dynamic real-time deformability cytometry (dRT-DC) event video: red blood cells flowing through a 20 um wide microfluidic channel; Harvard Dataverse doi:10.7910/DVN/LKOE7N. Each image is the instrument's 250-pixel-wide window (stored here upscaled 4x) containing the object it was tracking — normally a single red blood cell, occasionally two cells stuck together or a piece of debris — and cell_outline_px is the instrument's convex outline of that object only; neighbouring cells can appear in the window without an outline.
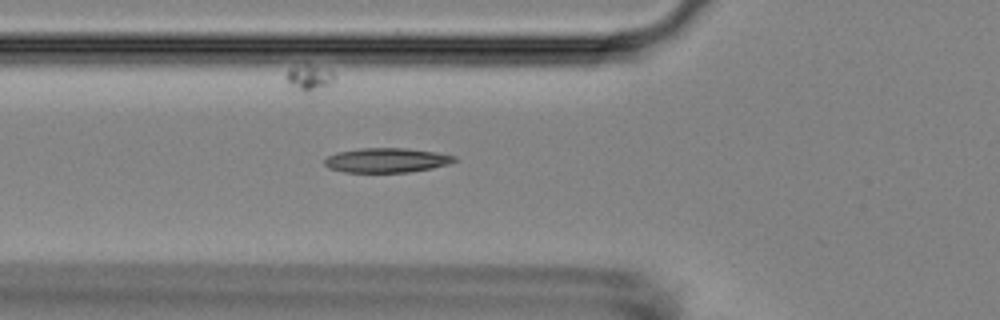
{"species": "Egyptian fruit bat (a non-hibernating species)", "species_latin": "Rousettus aegyptiacus", "temperature_condition": "room temperature", "stored_images_in_passage": 22, "camera_frame_rate_fps": 3000, "um_per_image_px": 0.085, "animal": {"sex": "female"}, "frame": {"image": 1, "passage_image": 12, "time_ms": 3.667, "image_size_px": [1000, 320], "cell_outline_px": [[456, 160], [452, 164], [432, 168], [408, 172], [344, 172], [328, 168], [324, 164], [324, 160], [328, 156], [336, 152], [360, 148], [408, 148], [436, 152], [456, 156]], "centroid_in_image_um": [32.87, 13.62], "position_along_channel_um": 92.9, "area_um2": 18.73}}
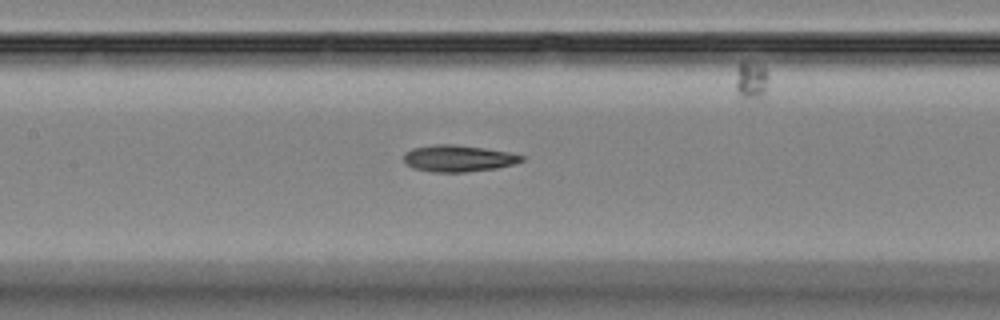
{"frame": {"image": 2, "passage_image": 18, "time_ms": 5.667, "image_size_px": [1000, 320], "cell_outline_px": [[524, 160], [516, 164], [496, 168], [464, 172], [432, 172], [412, 168], [404, 160], [404, 152], [412, 148], [432, 144], [452, 144], [484, 148], [508, 152], [524, 156]], "centroid_in_image_um": [38.94, 13.46], "position_along_channel_um": 168.5, "area_um2": 18.32}}
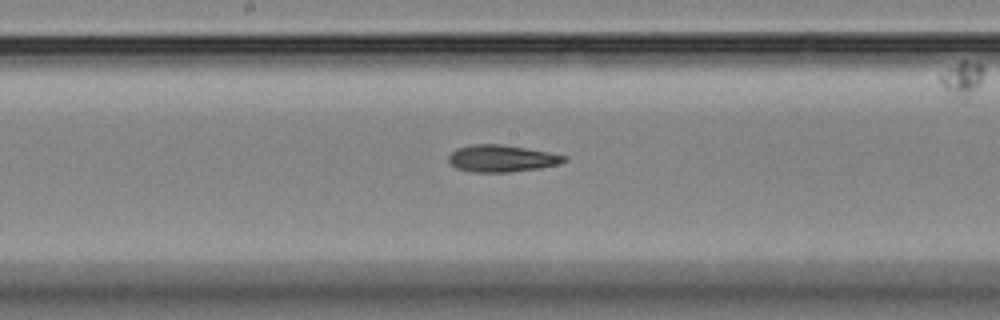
{"frame": {"image": 3, "passage_image": 21, "time_ms": 6.667, "image_size_px": [1000, 320], "cell_outline_px": [[568, 160], [560, 164], [540, 168], [508, 172], [472, 172], [456, 168], [448, 164], [448, 156], [456, 148], [472, 144], [500, 144], [548, 152], [568, 156]], "centroid_in_image_um": [42.63, 13.47], "position_along_channel_um": 205.6, "area_um2": 18.26}}